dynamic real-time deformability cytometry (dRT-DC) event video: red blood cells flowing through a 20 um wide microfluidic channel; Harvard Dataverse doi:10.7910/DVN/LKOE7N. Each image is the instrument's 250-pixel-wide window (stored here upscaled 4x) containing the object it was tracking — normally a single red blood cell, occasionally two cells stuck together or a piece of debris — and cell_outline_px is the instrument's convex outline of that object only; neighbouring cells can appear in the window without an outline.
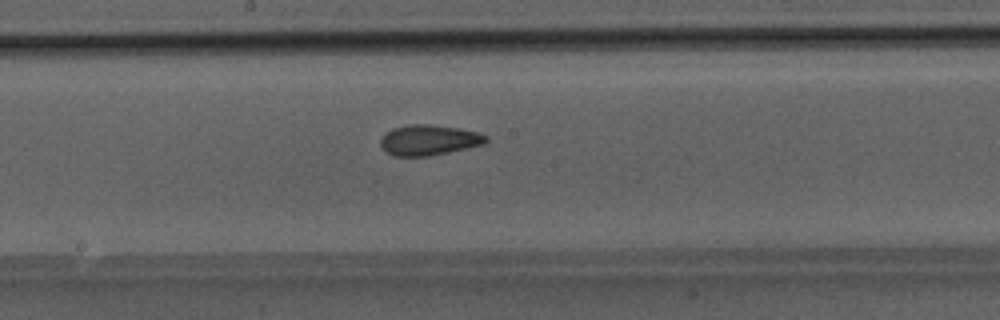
{"species": "Egyptian fruit bat (a non-hibernating species)", "species_latin": "Rousettus aegyptiacus", "temperature_condition": "room temperature", "stored_images_in_passage": 34, "camera_frame_rate_fps": 3000, "um_per_image_px": 0.085, "animal": {"sex": "male"}, "frame": {"image": 1, "passage_image": 15, "time_ms": 4.667, "image_size_px": [1000, 320], "cell_outline_px": [[488, 140], [484, 144], [448, 152], [428, 156], [392, 156], [380, 144], [380, 140], [392, 128], [412, 124], [428, 124], [460, 128], [476, 132], [488, 136]], "centroid_in_image_um": [36.47, 11.9], "position_along_channel_um": 211.7, "area_um2": 18.5}}
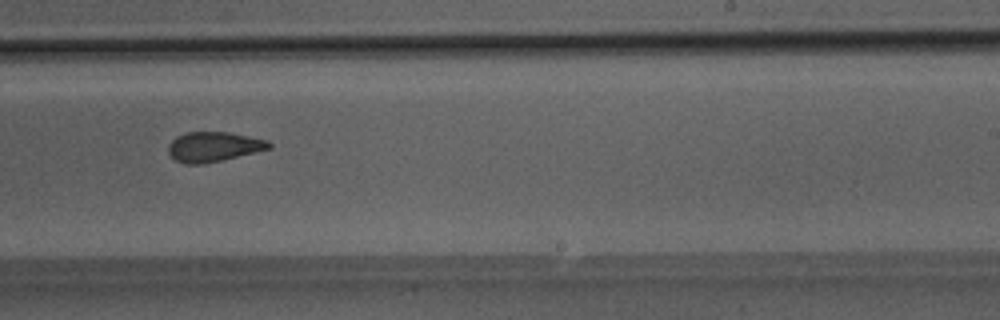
{"frame": {"image": 2, "passage_image": 19, "time_ms": 6.0, "image_size_px": [1000, 320], "cell_outline_px": [[272, 148], [224, 160], [204, 164], [184, 164], [176, 160], [168, 152], [168, 144], [176, 136], [188, 132], [228, 132], [268, 140], [272, 144]], "centroid_in_image_um": [18.17, 12.48], "position_along_channel_um": 270.8, "area_um2": 17.63}}
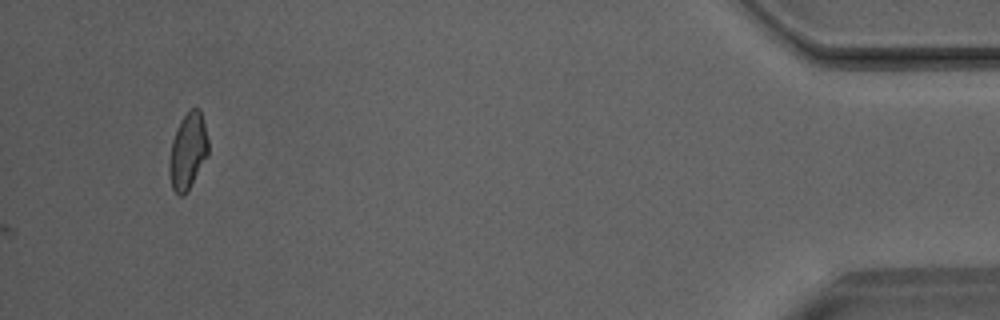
{"frame": {"image": 3, "passage_image": 34, "time_ms": 11.0, "image_size_px": [1000, 320], "cell_outline_px": [[208, 156], [188, 188], [180, 196], [176, 196], [172, 188], [168, 172], [168, 160], [172, 140], [176, 128], [180, 120], [188, 108], [200, 108], [208, 140]], "centroid_in_image_um": [15.94, 12.8], "position_along_channel_um": 419.3, "area_um2": 17.46}}